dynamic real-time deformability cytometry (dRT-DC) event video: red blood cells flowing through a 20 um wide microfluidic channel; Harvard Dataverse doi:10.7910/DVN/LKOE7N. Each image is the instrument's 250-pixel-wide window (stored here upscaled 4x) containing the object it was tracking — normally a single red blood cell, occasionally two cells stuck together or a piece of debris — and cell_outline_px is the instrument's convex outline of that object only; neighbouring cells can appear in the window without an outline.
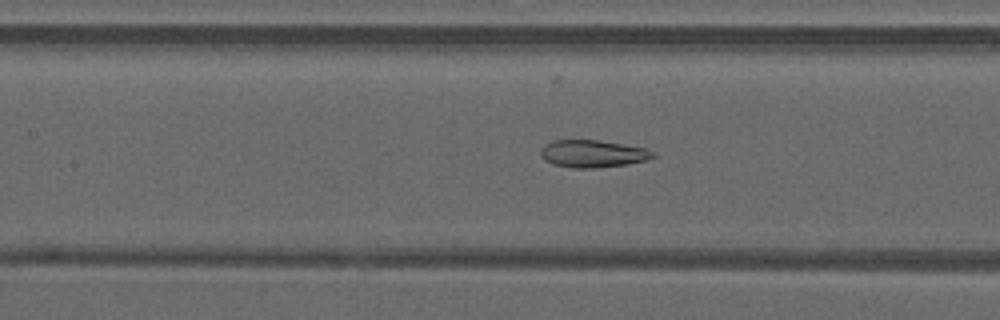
{"species": "common noctule bat (a hibernating species)", "species_latin": "Nyctalus noctula", "temperature_condition": "warm", "stored_images_in_passage": 49, "camera_frame_rate_fps": 3000, "um_per_image_px": 0.085, "animal": {"sex": "male", "forearm_length_mm": 52.5}, "frame": {"image": 1, "passage_image": 23, "time_ms": 7.333, "image_size_px": [1000, 320], "cell_outline_px": [[656, 156], [644, 160], [628, 164], [592, 168], [572, 168], [552, 164], [544, 160], [540, 156], [540, 148], [544, 144], [552, 140], [600, 140], [644, 148], [652, 152]], "centroid_in_image_um": [50.3, 13.06], "position_along_channel_um": 157.1, "area_um2": 17.92}}
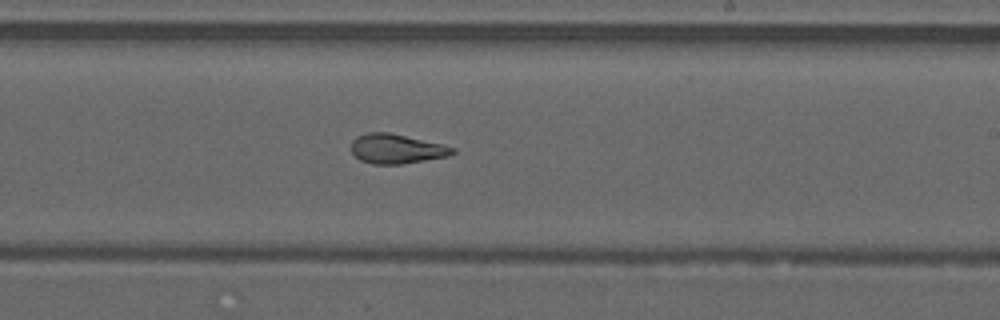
{"frame": {"image": 2, "passage_image": 30, "time_ms": 9.667, "image_size_px": [1000, 320], "cell_outline_px": [[456, 152], [448, 156], [400, 164], [372, 164], [360, 160], [352, 152], [352, 140], [356, 136], [368, 132], [392, 132], [456, 148]], "centroid_in_image_um": [33.68, 12.64], "position_along_channel_um": 255.3, "area_um2": 17.4}}
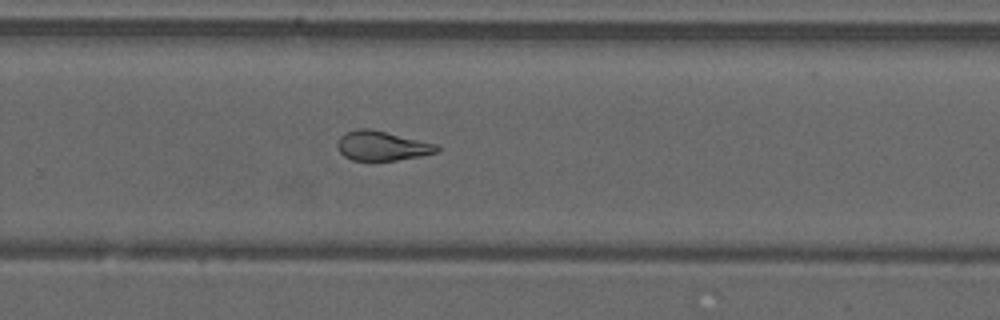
{"frame": {"image": 3, "passage_image": 33, "time_ms": 10.667, "image_size_px": [1000, 320], "cell_outline_px": [[440, 148], [436, 152], [420, 156], [396, 160], [352, 160], [344, 156], [340, 152], [336, 144], [340, 136], [344, 132], [356, 128], [368, 128], [436, 144]], "centroid_in_image_um": [32.41, 12.39], "position_along_channel_um": 297.4, "area_um2": 16.94}, "authors_computed_cell_mechanics": {"area_um2": 19.074, "velocity_mm_per_s": 4.2344, "shape_relaxation_time_tau1_ms": null, "shape_relaxation_time_tau2_ms": 1.6161, "deformation_change_tau1": null, "deformation_change_tau2": 0.0996}}